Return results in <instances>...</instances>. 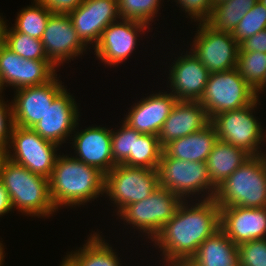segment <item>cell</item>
I'll list each match as a JSON object with an SVG mask.
<instances>
[{
	"mask_svg": "<svg viewBox=\"0 0 266 266\" xmlns=\"http://www.w3.org/2000/svg\"><path fill=\"white\" fill-rule=\"evenodd\" d=\"M2 98L4 97L0 95V150L6 151L14 124L11 103L7 105L8 100L4 101Z\"/></svg>",
	"mask_w": 266,
	"mask_h": 266,
	"instance_id": "obj_37",
	"label": "cell"
},
{
	"mask_svg": "<svg viewBox=\"0 0 266 266\" xmlns=\"http://www.w3.org/2000/svg\"><path fill=\"white\" fill-rule=\"evenodd\" d=\"M224 1H227V0H212V2H213V7H214L215 5H218V4H220V3H223Z\"/></svg>",
	"mask_w": 266,
	"mask_h": 266,
	"instance_id": "obj_46",
	"label": "cell"
},
{
	"mask_svg": "<svg viewBox=\"0 0 266 266\" xmlns=\"http://www.w3.org/2000/svg\"><path fill=\"white\" fill-rule=\"evenodd\" d=\"M162 0H118L121 19L134 20L150 26L157 17Z\"/></svg>",
	"mask_w": 266,
	"mask_h": 266,
	"instance_id": "obj_33",
	"label": "cell"
},
{
	"mask_svg": "<svg viewBox=\"0 0 266 266\" xmlns=\"http://www.w3.org/2000/svg\"><path fill=\"white\" fill-rule=\"evenodd\" d=\"M104 183L105 175L97 168L59 154L49 178L50 196L57 211L76 207L104 195Z\"/></svg>",
	"mask_w": 266,
	"mask_h": 266,
	"instance_id": "obj_2",
	"label": "cell"
},
{
	"mask_svg": "<svg viewBox=\"0 0 266 266\" xmlns=\"http://www.w3.org/2000/svg\"><path fill=\"white\" fill-rule=\"evenodd\" d=\"M251 156L227 142L217 140L206 160L211 183L218 188L238 167Z\"/></svg>",
	"mask_w": 266,
	"mask_h": 266,
	"instance_id": "obj_26",
	"label": "cell"
},
{
	"mask_svg": "<svg viewBox=\"0 0 266 266\" xmlns=\"http://www.w3.org/2000/svg\"><path fill=\"white\" fill-rule=\"evenodd\" d=\"M188 201L182 202L175 215L153 239L155 247L158 246L164 256L162 259L166 266L190 261L198 247L220 229V207L214 198L196 199L197 203L193 204Z\"/></svg>",
	"mask_w": 266,
	"mask_h": 266,
	"instance_id": "obj_1",
	"label": "cell"
},
{
	"mask_svg": "<svg viewBox=\"0 0 266 266\" xmlns=\"http://www.w3.org/2000/svg\"><path fill=\"white\" fill-rule=\"evenodd\" d=\"M8 26L6 24L4 28L3 43L9 49L28 60H48L41 40L17 32L13 27Z\"/></svg>",
	"mask_w": 266,
	"mask_h": 266,
	"instance_id": "obj_29",
	"label": "cell"
},
{
	"mask_svg": "<svg viewBox=\"0 0 266 266\" xmlns=\"http://www.w3.org/2000/svg\"><path fill=\"white\" fill-rule=\"evenodd\" d=\"M177 98L171 93L155 92L135 103L123 122L142 134L158 136Z\"/></svg>",
	"mask_w": 266,
	"mask_h": 266,
	"instance_id": "obj_21",
	"label": "cell"
},
{
	"mask_svg": "<svg viewBox=\"0 0 266 266\" xmlns=\"http://www.w3.org/2000/svg\"><path fill=\"white\" fill-rule=\"evenodd\" d=\"M191 49L209 73H218L236 68L239 43L231 33L220 32L206 22L198 23Z\"/></svg>",
	"mask_w": 266,
	"mask_h": 266,
	"instance_id": "obj_11",
	"label": "cell"
},
{
	"mask_svg": "<svg viewBox=\"0 0 266 266\" xmlns=\"http://www.w3.org/2000/svg\"><path fill=\"white\" fill-rule=\"evenodd\" d=\"M68 15L81 40L87 46L94 47L99 42L103 30L120 19L118 0H83Z\"/></svg>",
	"mask_w": 266,
	"mask_h": 266,
	"instance_id": "obj_17",
	"label": "cell"
},
{
	"mask_svg": "<svg viewBox=\"0 0 266 266\" xmlns=\"http://www.w3.org/2000/svg\"><path fill=\"white\" fill-rule=\"evenodd\" d=\"M259 0H227L215 5L207 24L220 32L233 33L235 27L243 19L244 15Z\"/></svg>",
	"mask_w": 266,
	"mask_h": 266,
	"instance_id": "obj_27",
	"label": "cell"
},
{
	"mask_svg": "<svg viewBox=\"0 0 266 266\" xmlns=\"http://www.w3.org/2000/svg\"><path fill=\"white\" fill-rule=\"evenodd\" d=\"M44 4L52 13L69 14L74 11L83 0H35Z\"/></svg>",
	"mask_w": 266,
	"mask_h": 266,
	"instance_id": "obj_38",
	"label": "cell"
},
{
	"mask_svg": "<svg viewBox=\"0 0 266 266\" xmlns=\"http://www.w3.org/2000/svg\"><path fill=\"white\" fill-rule=\"evenodd\" d=\"M51 14L52 12L44 4L34 0L32 5L21 9L13 28L17 32L41 40Z\"/></svg>",
	"mask_w": 266,
	"mask_h": 266,
	"instance_id": "obj_28",
	"label": "cell"
},
{
	"mask_svg": "<svg viewBox=\"0 0 266 266\" xmlns=\"http://www.w3.org/2000/svg\"><path fill=\"white\" fill-rule=\"evenodd\" d=\"M5 88H3L2 86V82H1V79H0V95L2 94V91L4 90Z\"/></svg>",
	"mask_w": 266,
	"mask_h": 266,
	"instance_id": "obj_47",
	"label": "cell"
},
{
	"mask_svg": "<svg viewBox=\"0 0 266 266\" xmlns=\"http://www.w3.org/2000/svg\"><path fill=\"white\" fill-rule=\"evenodd\" d=\"M4 246L2 245V243H1V241H0V266H2L3 265V261H4V255H6V254H4Z\"/></svg>",
	"mask_w": 266,
	"mask_h": 266,
	"instance_id": "obj_44",
	"label": "cell"
},
{
	"mask_svg": "<svg viewBox=\"0 0 266 266\" xmlns=\"http://www.w3.org/2000/svg\"><path fill=\"white\" fill-rule=\"evenodd\" d=\"M59 266H67V265L62 261Z\"/></svg>",
	"mask_w": 266,
	"mask_h": 266,
	"instance_id": "obj_49",
	"label": "cell"
},
{
	"mask_svg": "<svg viewBox=\"0 0 266 266\" xmlns=\"http://www.w3.org/2000/svg\"><path fill=\"white\" fill-rule=\"evenodd\" d=\"M259 100L256 98L243 108L213 116L210 123L215 128L218 140L236 146L250 156L266 154L262 153L260 148V145H263L262 142L266 141L264 139L266 132L263 131L261 122L253 115V112L255 114L253 110H256L260 103Z\"/></svg>",
	"mask_w": 266,
	"mask_h": 266,
	"instance_id": "obj_6",
	"label": "cell"
},
{
	"mask_svg": "<svg viewBox=\"0 0 266 266\" xmlns=\"http://www.w3.org/2000/svg\"><path fill=\"white\" fill-rule=\"evenodd\" d=\"M183 201L178 195L160 186L148 198L126 206L118 216L120 220L132 225V229L147 234L153 241Z\"/></svg>",
	"mask_w": 266,
	"mask_h": 266,
	"instance_id": "obj_8",
	"label": "cell"
},
{
	"mask_svg": "<svg viewBox=\"0 0 266 266\" xmlns=\"http://www.w3.org/2000/svg\"><path fill=\"white\" fill-rule=\"evenodd\" d=\"M75 133L71 141L74 148L73 158L97 168L106 175L116 166L112 157V129L101 126H89Z\"/></svg>",
	"mask_w": 266,
	"mask_h": 266,
	"instance_id": "obj_18",
	"label": "cell"
},
{
	"mask_svg": "<svg viewBox=\"0 0 266 266\" xmlns=\"http://www.w3.org/2000/svg\"><path fill=\"white\" fill-rule=\"evenodd\" d=\"M13 210L12 203L2 181L0 180V217L10 213Z\"/></svg>",
	"mask_w": 266,
	"mask_h": 266,
	"instance_id": "obj_40",
	"label": "cell"
},
{
	"mask_svg": "<svg viewBox=\"0 0 266 266\" xmlns=\"http://www.w3.org/2000/svg\"><path fill=\"white\" fill-rule=\"evenodd\" d=\"M255 99L254 89L234 68L211 73L199 103L211 119L217 114L243 108Z\"/></svg>",
	"mask_w": 266,
	"mask_h": 266,
	"instance_id": "obj_9",
	"label": "cell"
},
{
	"mask_svg": "<svg viewBox=\"0 0 266 266\" xmlns=\"http://www.w3.org/2000/svg\"><path fill=\"white\" fill-rule=\"evenodd\" d=\"M189 262L194 266H240L238 246L219 229L198 247Z\"/></svg>",
	"mask_w": 266,
	"mask_h": 266,
	"instance_id": "obj_24",
	"label": "cell"
},
{
	"mask_svg": "<svg viewBox=\"0 0 266 266\" xmlns=\"http://www.w3.org/2000/svg\"><path fill=\"white\" fill-rule=\"evenodd\" d=\"M141 134L124 122L119 129H112V157L116 165L134 167L135 138Z\"/></svg>",
	"mask_w": 266,
	"mask_h": 266,
	"instance_id": "obj_30",
	"label": "cell"
},
{
	"mask_svg": "<svg viewBox=\"0 0 266 266\" xmlns=\"http://www.w3.org/2000/svg\"><path fill=\"white\" fill-rule=\"evenodd\" d=\"M217 140L215 128L209 123L200 131L169 142L163 152L168 157L184 161L206 162Z\"/></svg>",
	"mask_w": 266,
	"mask_h": 266,
	"instance_id": "obj_23",
	"label": "cell"
},
{
	"mask_svg": "<svg viewBox=\"0 0 266 266\" xmlns=\"http://www.w3.org/2000/svg\"><path fill=\"white\" fill-rule=\"evenodd\" d=\"M56 70L49 60L25 59L3 42L0 43V79L3 88L12 86L16 90L45 84L57 75Z\"/></svg>",
	"mask_w": 266,
	"mask_h": 266,
	"instance_id": "obj_12",
	"label": "cell"
},
{
	"mask_svg": "<svg viewBox=\"0 0 266 266\" xmlns=\"http://www.w3.org/2000/svg\"><path fill=\"white\" fill-rule=\"evenodd\" d=\"M160 187L157 170L114 166L106 175L104 194L117 207V215L128 205L140 202Z\"/></svg>",
	"mask_w": 266,
	"mask_h": 266,
	"instance_id": "obj_7",
	"label": "cell"
},
{
	"mask_svg": "<svg viewBox=\"0 0 266 266\" xmlns=\"http://www.w3.org/2000/svg\"><path fill=\"white\" fill-rule=\"evenodd\" d=\"M163 147L156 135L141 134L135 138L134 167L157 170Z\"/></svg>",
	"mask_w": 266,
	"mask_h": 266,
	"instance_id": "obj_31",
	"label": "cell"
},
{
	"mask_svg": "<svg viewBox=\"0 0 266 266\" xmlns=\"http://www.w3.org/2000/svg\"><path fill=\"white\" fill-rule=\"evenodd\" d=\"M5 25H6V20L4 21L3 17L0 16V43L3 42Z\"/></svg>",
	"mask_w": 266,
	"mask_h": 266,
	"instance_id": "obj_42",
	"label": "cell"
},
{
	"mask_svg": "<svg viewBox=\"0 0 266 266\" xmlns=\"http://www.w3.org/2000/svg\"><path fill=\"white\" fill-rule=\"evenodd\" d=\"M147 28L149 29L148 25L134 20L120 18L112 22L103 30L99 42L93 48L96 57L104 62L105 66H118L133 53L137 37Z\"/></svg>",
	"mask_w": 266,
	"mask_h": 266,
	"instance_id": "obj_15",
	"label": "cell"
},
{
	"mask_svg": "<svg viewBox=\"0 0 266 266\" xmlns=\"http://www.w3.org/2000/svg\"><path fill=\"white\" fill-rule=\"evenodd\" d=\"M0 180L8 191L13 210L38 218L50 217L57 211L50 196L48 178L5 157Z\"/></svg>",
	"mask_w": 266,
	"mask_h": 266,
	"instance_id": "obj_3",
	"label": "cell"
},
{
	"mask_svg": "<svg viewBox=\"0 0 266 266\" xmlns=\"http://www.w3.org/2000/svg\"><path fill=\"white\" fill-rule=\"evenodd\" d=\"M57 76L45 84L14 91L16 95L10 102L14 125L32 128L43 118L53 100L65 89Z\"/></svg>",
	"mask_w": 266,
	"mask_h": 266,
	"instance_id": "obj_13",
	"label": "cell"
},
{
	"mask_svg": "<svg viewBox=\"0 0 266 266\" xmlns=\"http://www.w3.org/2000/svg\"><path fill=\"white\" fill-rule=\"evenodd\" d=\"M259 2L266 7V0H259Z\"/></svg>",
	"mask_w": 266,
	"mask_h": 266,
	"instance_id": "obj_48",
	"label": "cell"
},
{
	"mask_svg": "<svg viewBox=\"0 0 266 266\" xmlns=\"http://www.w3.org/2000/svg\"><path fill=\"white\" fill-rule=\"evenodd\" d=\"M238 252L240 266H266V239L241 243Z\"/></svg>",
	"mask_w": 266,
	"mask_h": 266,
	"instance_id": "obj_35",
	"label": "cell"
},
{
	"mask_svg": "<svg viewBox=\"0 0 266 266\" xmlns=\"http://www.w3.org/2000/svg\"><path fill=\"white\" fill-rule=\"evenodd\" d=\"M219 207H266V154L251 156L224 182L214 196Z\"/></svg>",
	"mask_w": 266,
	"mask_h": 266,
	"instance_id": "obj_4",
	"label": "cell"
},
{
	"mask_svg": "<svg viewBox=\"0 0 266 266\" xmlns=\"http://www.w3.org/2000/svg\"><path fill=\"white\" fill-rule=\"evenodd\" d=\"M239 47L241 52L259 51L260 53H266V29L245 39L239 44Z\"/></svg>",
	"mask_w": 266,
	"mask_h": 266,
	"instance_id": "obj_39",
	"label": "cell"
},
{
	"mask_svg": "<svg viewBox=\"0 0 266 266\" xmlns=\"http://www.w3.org/2000/svg\"><path fill=\"white\" fill-rule=\"evenodd\" d=\"M184 10L185 14L194 21L205 23L211 15L213 8L212 0H174Z\"/></svg>",
	"mask_w": 266,
	"mask_h": 266,
	"instance_id": "obj_36",
	"label": "cell"
},
{
	"mask_svg": "<svg viewBox=\"0 0 266 266\" xmlns=\"http://www.w3.org/2000/svg\"><path fill=\"white\" fill-rule=\"evenodd\" d=\"M175 60L169 70L170 93L178 101H199L210 75L208 69L191 51Z\"/></svg>",
	"mask_w": 266,
	"mask_h": 266,
	"instance_id": "obj_19",
	"label": "cell"
},
{
	"mask_svg": "<svg viewBox=\"0 0 266 266\" xmlns=\"http://www.w3.org/2000/svg\"><path fill=\"white\" fill-rule=\"evenodd\" d=\"M210 123L199 101H177L162 126L158 138L164 147L169 142L202 130Z\"/></svg>",
	"mask_w": 266,
	"mask_h": 266,
	"instance_id": "obj_22",
	"label": "cell"
},
{
	"mask_svg": "<svg viewBox=\"0 0 266 266\" xmlns=\"http://www.w3.org/2000/svg\"><path fill=\"white\" fill-rule=\"evenodd\" d=\"M88 237L83 247L66 253L62 261L67 266H121L120 257L104 237L97 232Z\"/></svg>",
	"mask_w": 266,
	"mask_h": 266,
	"instance_id": "obj_25",
	"label": "cell"
},
{
	"mask_svg": "<svg viewBox=\"0 0 266 266\" xmlns=\"http://www.w3.org/2000/svg\"><path fill=\"white\" fill-rule=\"evenodd\" d=\"M58 147L60 149L58 144L42 138L32 128L13 125L5 152L10 160L49 179L58 157Z\"/></svg>",
	"mask_w": 266,
	"mask_h": 266,
	"instance_id": "obj_10",
	"label": "cell"
},
{
	"mask_svg": "<svg viewBox=\"0 0 266 266\" xmlns=\"http://www.w3.org/2000/svg\"><path fill=\"white\" fill-rule=\"evenodd\" d=\"M157 171L160 186L183 200L192 199V195L201 197L199 200L212 199L216 194L217 188L210 181L206 162L184 161L162 152Z\"/></svg>",
	"mask_w": 266,
	"mask_h": 266,
	"instance_id": "obj_5",
	"label": "cell"
},
{
	"mask_svg": "<svg viewBox=\"0 0 266 266\" xmlns=\"http://www.w3.org/2000/svg\"><path fill=\"white\" fill-rule=\"evenodd\" d=\"M266 88V75L262 81V83L254 90L256 98H259V94L262 93ZM262 91V92H261Z\"/></svg>",
	"mask_w": 266,
	"mask_h": 266,
	"instance_id": "obj_41",
	"label": "cell"
},
{
	"mask_svg": "<svg viewBox=\"0 0 266 266\" xmlns=\"http://www.w3.org/2000/svg\"><path fill=\"white\" fill-rule=\"evenodd\" d=\"M167 266H194V265L189 261H178V262L171 263Z\"/></svg>",
	"mask_w": 266,
	"mask_h": 266,
	"instance_id": "obj_43",
	"label": "cell"
},
{
	"mask_svg": "<svg viewBox=\"0 0 266 266\" xmlns=\"http://www.w3.org/2000/svg\"><path fill=\"white\" fill-rule=\"evenodd\" d=\"M220 229L237 246L251 240L266 239V207H220Z\"/></svg>",
	"mask_w": 266,
	"mask_h": 266,
	"instance_id": "obj_20",
	"label": "cell"
},
{
	"mask_svg": "<svg viewBox=\"0 0 266 266\" xmlns=\"http://www.w3.org/2000/svg\"><path fill=\"white\" fill-rule=\"evenodd\" d=\"M236 68L243 79L255 90L266 75V53L239 50Z\"/></svg>",
	"mask_w": 266,
	"mask_h": 266,
	"instance_id": "obj_32",
	"label": "cell"
},
{
	"mask_svg": "<svg viewBox=\"0 0 266 266\" xmlns=\"http://www.w3.org/2000/svg\"><path fill=\"white\" fill-rule=\"evenodd\" d=\"M41 42L48 60L56 68L70 59H76L87 48L90 50L76 33L68 14L50 15Z\"/></svg>",
	"mask_w": 266,
	"mask_h": 266,
	"instance_id": "obj_14",
	"label": "cell"
},
{
	"mask_svg": "<svg viewBox=\"0 0 266 266\" xmlns=\"http://www.w3.org/2000/svg\"><path fill=\"white\" fill-rule=\"evenodd\" d=\"M266 29V7L259 1L244 15L232 35L240 44L245 39Z\"/></svg>",
	"mask_w": 266,
	"mask_h": 266,
	"instance_id": "obj_34",
	"label": "cell"
},
{
	"mask_svg": "<svg viewBox=\"0 0 266 266\" xmlns=\"http://www.w3.org/2000/svg\"><path fill=\"white\" fill-rule=\"evenodd\" d=\"M73 96L65 88L48 107L43 118L32 127L42 138L62 146L71 137L80 121Z\"/></svg>",
	"mask_w": 266,
	"mask_h": 266,
	"instance_id": "obj_16",
	"label": "cell"
},
{
	"mask_svg": "<svg viewBox=\"0 0 266 266\" xmlns=\"http://www.w3.org/2000/svg\"><path fill=\"white\" fill-rule=\"evenodd\" d=\"M5 157H6V152L3 151V150H0V171H1L2 163H3L4 160H5Z\"/></svg>",
	"mask_w": 266,
	"mask_h": 266,
	"instance_id": "obj_45",
	"label": "cell"
}]
</instances>
